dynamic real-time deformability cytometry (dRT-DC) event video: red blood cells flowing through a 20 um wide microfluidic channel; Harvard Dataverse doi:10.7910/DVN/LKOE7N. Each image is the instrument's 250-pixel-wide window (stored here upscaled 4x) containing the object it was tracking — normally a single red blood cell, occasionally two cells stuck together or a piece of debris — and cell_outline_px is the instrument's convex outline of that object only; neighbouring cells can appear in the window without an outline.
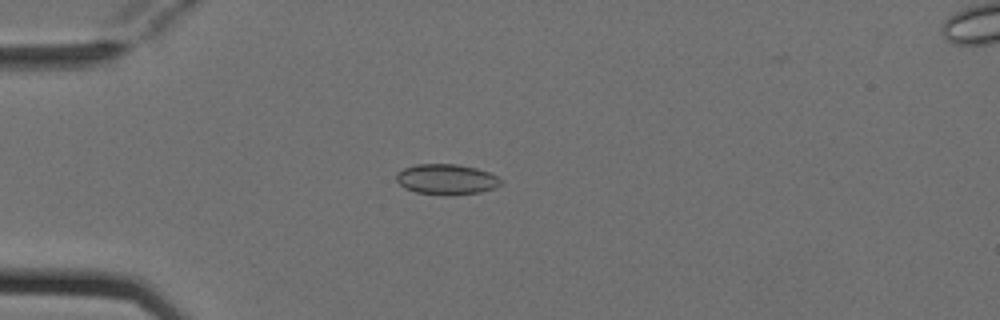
{"species": "Egyptian fruit bat (a non-hibernating species)", "species_latin": "Rousettus aegyptiacus", "temperature_condition": "cold", "stored_images_in_passage": 6, "camera_frame_rate_fps": 3000, "um_per_image_px": 0.085, "animal": {"sex": "female"}, "frame": {"image": 1, "passage_image": 4, "time_ms": 1.0, "image_size_px": [1000, 320], "cell_outline_px": [[504, 184], [496, 188], [480, 192], [448, 196], [444, 196], [416, 192], [404, 188], [396, 180], [396, 172], [404, 168], [416, 164], [456, 164], [476, 168], [488, 172], [504, 180]], "centroid_in_image_um": [37.97, 15.26], "position_along_channel_um": 47.0, "area_um2": 18.9}}
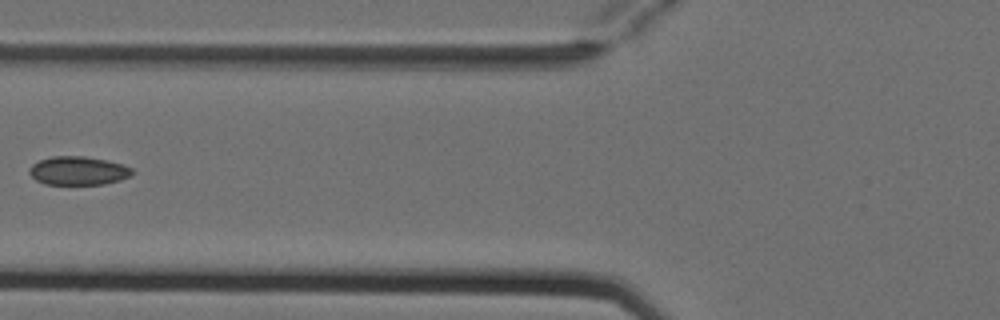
{"frame": {"image": 2, "passage_image": 6, "time_ms": 1.667, "image_size_px": [1000, 320], "cell_outline_px": [[136, 172], [132, 176], [120, 180], [104, 184], [44, 184], [36, 180], [28, 172], [28, 168], [32, 164], [40, 160], [52, 156], [84, 156], [104, 160], [120, 164], [132, 168]], "centroid_in_image_um": [6.65, 14.52], "position_along_channel_um": 119.2, "area_um2": 17.17}}